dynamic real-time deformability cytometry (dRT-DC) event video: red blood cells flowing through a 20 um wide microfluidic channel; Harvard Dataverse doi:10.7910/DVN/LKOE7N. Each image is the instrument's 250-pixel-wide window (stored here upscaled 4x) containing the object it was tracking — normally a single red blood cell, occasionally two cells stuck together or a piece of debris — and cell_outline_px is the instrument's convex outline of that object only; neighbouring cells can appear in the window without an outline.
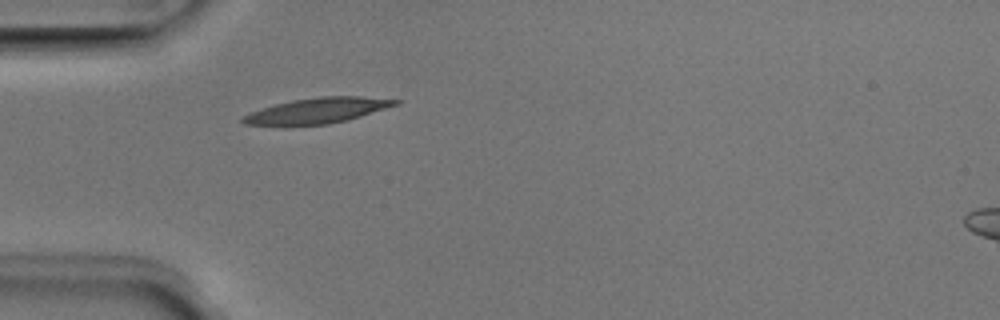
{"species": "Egyptian fruit bat (a non-hibernating species)", "species_latin": "Rousettus aegyptiacus", "temperature_condition": "room temperature", "stored_images_in_passage": 37, "camera_frame_rate_fps": 3000, "um_per_image_px": 0.085, "animal": {"sex": "male"}, "frame": {"image": 1, "passage_image": 1, "time_ms": 0.0, "image_size_px": [1000, 320], "cell_outline_px": [[404, 100], [400, 104], [348, 120], [328, 124], [284, 128], [244, 124], [240, 120], [244, 116], [252, 112], [276, 104], [292, 100], [320, 96], [360, 96]], "centroid_in_image_um": [26.96, 9.44], "position_along_channel_um": 58.0, "area_um2": 23.41}}
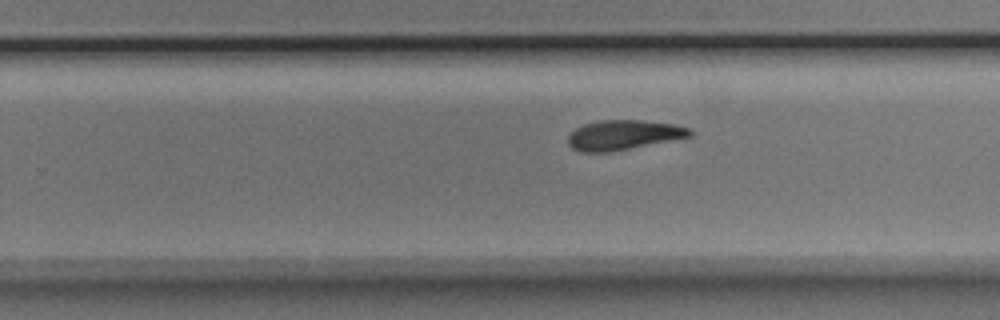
{"frame": {"image": 2, "passage_image": 18, "time_ms": 5.667, "image_size_px": [1000, 320], "cell_outline_px": [[692, 136], [608, 152], [580, 152], [572, 148], [568, 144], [568, 136], [576, 128], [584, 124], [600, 120], [640, 120], [672, 124], [692, 128]], "centroid_in_image_um": [52.98, 11.47], "position_along_channel_um": 276.8, "area_um2": 20.92}}
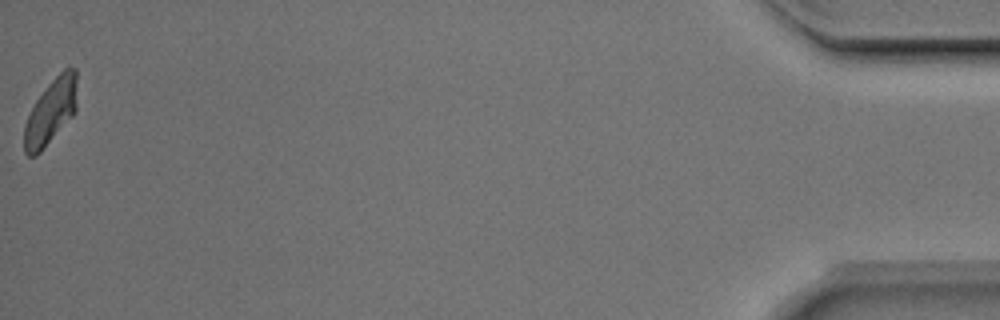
{"frame": {"image": 3, "passage_image": 37, "time_ms": 12.0, "image_size_px": [1000, 320], "cell_outline_px": [[76, 112], [40, 152], [36, 156], [28, 156], [24, 152], [24, 124], [36, 100], [48, 84], [68, 64], [76, 68]], "centroid_in_image_um": [4.32, 9.47], "position_along_channel_um": 430.9, "area_um2": 20.06}, "authors_computed_cell_mechanics": {"area_um2": 21.2126, "velocity_mm_per_s": 3.9532, "shape_relaxation_time_tau1_ms": 7.5226, "shape_relaxation_time_tau2_ms": 2.4008, "deformation_change_tau1": 0.2054, "deformation_change_tau2": 0.1013}}